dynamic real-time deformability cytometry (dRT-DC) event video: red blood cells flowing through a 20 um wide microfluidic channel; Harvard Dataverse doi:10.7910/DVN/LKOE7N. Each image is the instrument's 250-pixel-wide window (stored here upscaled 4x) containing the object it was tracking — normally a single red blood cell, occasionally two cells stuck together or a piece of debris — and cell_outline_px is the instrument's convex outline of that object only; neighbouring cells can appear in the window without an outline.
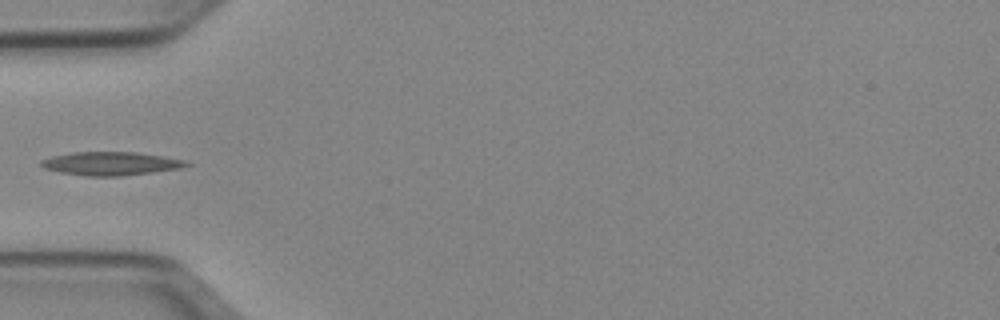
{"species": "Egyptian fruit bat (a non-hibernating species)", "species_latin": "Rousettus aegyptiacus", "temperature_condition": "cold", "stored_images_in_passage": 35, "camera_frame_rate_fps": 3000, "um_per_image_px": 0.085, "animal": {"sex": "female"}, "frame": {"image": 1, "passage_image": 1, "time_ms": 0.0, "image_size_px": [1000, 320], "cell_outline_px": [[192, 164], [180, 168], [152, 172], [120, 176], [84, 176], [60, 172], [44, 168], [40, 164], [40, 160], [52, 156], [72, 152], [136, 152], [164, 156], [184, 160]], "centroid_in_image_um": [9.4, 13.9], "position_along_channel_um": 75.6, "area_um2": 19.83}}
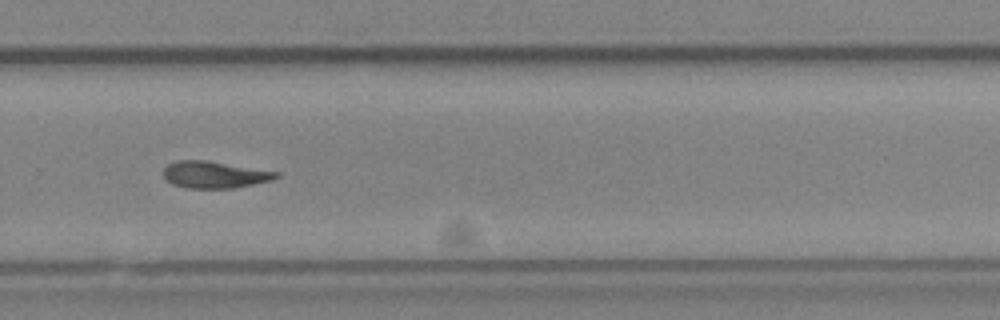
{"frame": {"image": 2, "passage_image": 19, "time_ms": 6.0, "image_size_px": [1000, 320], "cell_outline_px": [[280, 176], [272, 180], [232, 188], [188, 188], [172, 184], [164, 180], [164, 168], [168, 164], [176, 160], [208, 160], [280, 172]], "centroid_in_image_um": [18.22, 14.84], "position_along_channel_um": 311.6, "area_um2": 17.74}}
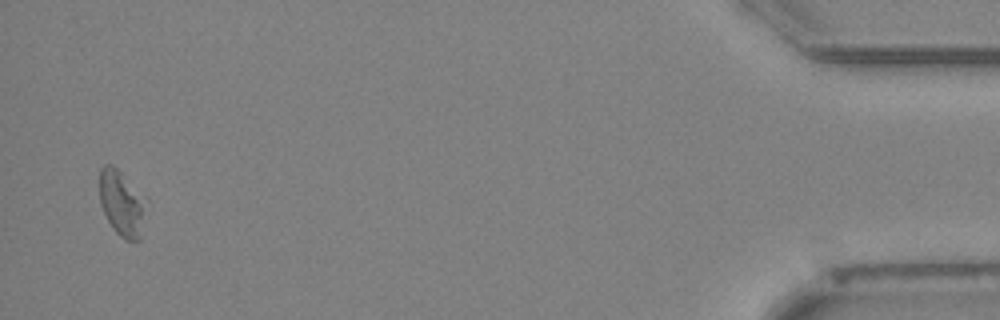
{"frame": {"image": 3, "passage_image": 34, "time_ms": 11.0, "image_size_px": [1000, 320], "cell_outline_px": [[148, 200], [140, 240], [124, 240], [112, 228], [100, 204], [100, 168], [104, 164], [112, 164], [148, 196]], "centroid_in_image_um": [10.4, 17.25], "position_along_channel_um": 424.8, "area_um2": 18.38}}